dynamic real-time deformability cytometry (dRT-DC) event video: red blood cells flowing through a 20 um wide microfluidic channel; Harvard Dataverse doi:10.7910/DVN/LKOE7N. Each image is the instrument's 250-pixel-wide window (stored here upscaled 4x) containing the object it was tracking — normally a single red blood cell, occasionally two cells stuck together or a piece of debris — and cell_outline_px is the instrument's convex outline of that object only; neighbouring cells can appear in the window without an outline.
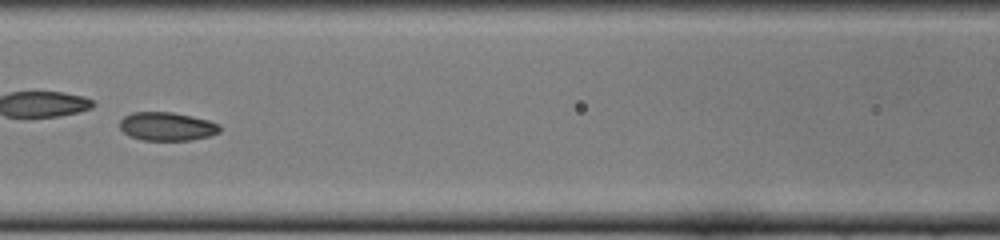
{"species": "common noctule bat (a hibernating species)", "species_latin": "Nyctalus noctula", "temperature_condition": "cold", "stored_images_in_passage": 34, "camera_frame_rate_fps": 3000, "um_per_image_px": 0.085, "animal": {"sex": "female", "body_mass_g": 22.0, "forearm_length_mm": 56.7}, "frame": {"image": 1, "passage_image": 10, "time_ms": 3.0, "image_size_px": [1000, 240], "cell_outline_px": [[220, 132], [208, 136], [192, 140], [140, 140], [128, 136], [120, 128], [120, 120], [124, 116], [132, 112], [172, 112], [208, 120], [220, 124]], "centroid_in_image_um": [14.17, 10.75], "position_along_channel_um": 152.4, "area_um2": 16.65}, "authors_computed_cell_mechanics": {"area_um2": 16.9065, "velocity_mm_per_s": 3.8643, "shape_relaxation_time_tau1_ms": 6.6025, "shape_relaxation_time_tau2_ms": 2.4964, "deformation_change_tau1": 0.1067, "deformation_change_tau2": 0.0629}}